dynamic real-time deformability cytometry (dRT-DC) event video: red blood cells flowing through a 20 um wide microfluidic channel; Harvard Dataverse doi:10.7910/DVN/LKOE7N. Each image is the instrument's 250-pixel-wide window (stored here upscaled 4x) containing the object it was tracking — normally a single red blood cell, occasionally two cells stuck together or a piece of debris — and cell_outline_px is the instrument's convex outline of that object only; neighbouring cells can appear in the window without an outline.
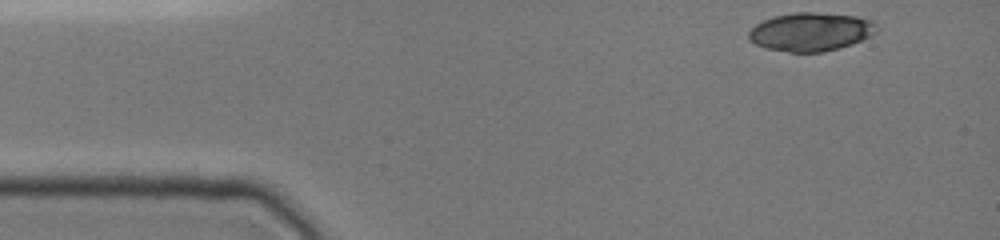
{"species": "common noctule bat (a hibernating species)", "species_latin": "Nyctalus noctula", "temperature_condition": "cold", "stored_images_in_passage": 3, "camera_frame_rate_fps": 3000, "um_per_image_px": 0.085, "animal": {"sex": "female", "body_mass_g": 19.0, "forearm_length_mm": 51.5}, "frame": {"image": 1, "passage_image": 1, "time_ms": 0.0, "image_size_px": [1000, 240], "cell_outline_px": [[880, 28], [876, 32], [852, 44], [824, 52], [788, 52], [768, 48], [756, 44], [748, 40], [748, 32], [756, 24], [764, 20], [776, 16], [796, 12], [812, 12], [856, 16], [876, 20]], "centroid_in_image_um": [68.96, 2.7], "position_along_channel_um": 16.0, "area_um2": 28.73}}